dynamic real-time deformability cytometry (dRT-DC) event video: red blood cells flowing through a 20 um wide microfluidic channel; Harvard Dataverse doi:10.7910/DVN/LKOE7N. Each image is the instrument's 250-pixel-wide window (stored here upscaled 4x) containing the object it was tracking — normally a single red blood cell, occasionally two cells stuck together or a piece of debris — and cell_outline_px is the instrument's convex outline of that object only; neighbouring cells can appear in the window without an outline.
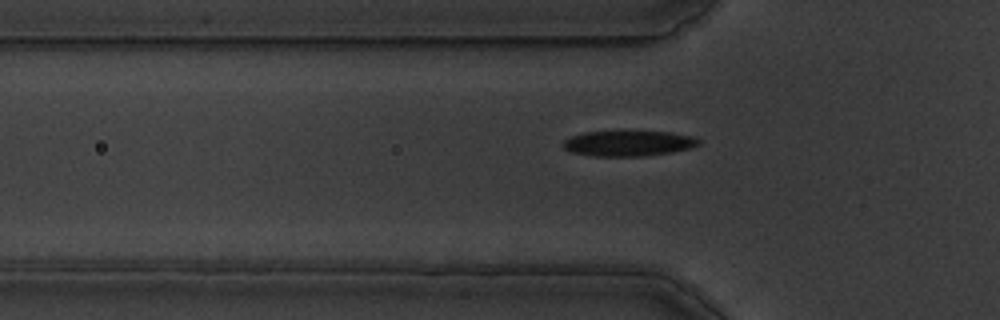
{"species": "common noctule bat (a hibernating species)", "species_latin": "Nyctalus noctula", "temperature_condition": "warm", "stored_images_in_passage": 40, "camera_frame_rate_fps": 3000, "um_per_image_px": 0.085, "animal": {"sex": "male", "body_mass_g": 19.5, "forearm_length_mm": 54.6}, "frame": {"image": 1, "passage_image": 7, "time_ms": 2.0, "image_size_px": [1000, 320], "cell_outline_px": [[700, 144], [692, 148], [672, 152], [644, 156], [592, 156], [572, 152], [564, 148], [564, 140], [572, 136], [584, 132], [668, 132], [692, 136], [700, 140]], "centroid_in_image_um": [53.44, 12.2], "position_along_channel_um": 72.4, "area_um2": 19.88}}
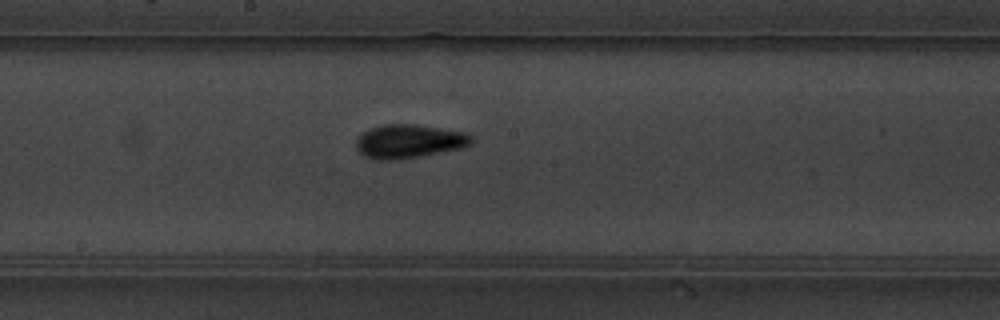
{"frame": {"image": 2, "passage_image": 19, "time_ms": 6.0, "image_size_px": [1000, 320], "cell_outline_px": [[472, 144], [464, 148], [400, 160], [368, 160], [356, 148], [356, 136], [360, 132], [368, 128], [384, 124], [412, 124], [440, 128], [464, 132], [472, 136]], "centroid_in_image_um": [34.71, 12.02], "position_along_channel_um": 213.5, "area_um2": 23.18}}
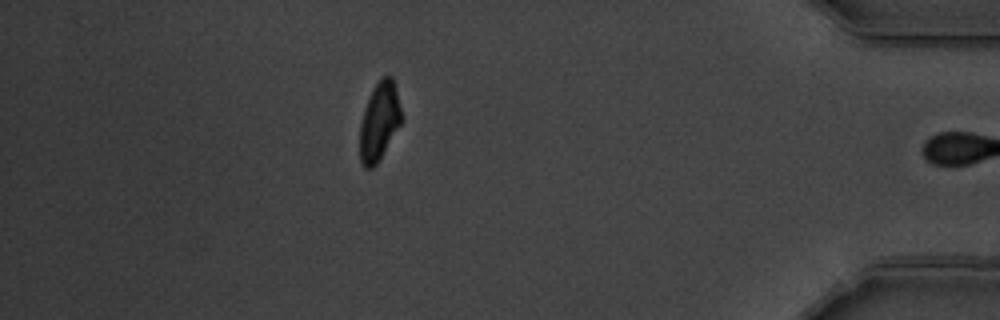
{"frame": {"image": 3, "passage_image": 39, "time_ms": 12.667, "image_size_px": [1000, 320], "cell_outline_px": [[404, 120], [380, 160], [372, 168], [364, 168], [360, 164], [360, 124], [364, 108], [376, 84], [384, 76], [392, 76], [396, 88], [404, 116]], "centroid_in_image_um": [32.28, 10.36], "position_along_channel_um": 402.9, "area_um2": 19.31}, "authors_computed_cell_mechanics": {"area_um2": 20.3167, "velocity_mm_per_s": 3.5256, "shape_relaxation_time_tau1_ms": 3.849, "shape_relaxation_time_tau2_ms": 3.1495, "deformation_change_tau1": 0.1663, "deformation_change_tau2": 0.0823}}